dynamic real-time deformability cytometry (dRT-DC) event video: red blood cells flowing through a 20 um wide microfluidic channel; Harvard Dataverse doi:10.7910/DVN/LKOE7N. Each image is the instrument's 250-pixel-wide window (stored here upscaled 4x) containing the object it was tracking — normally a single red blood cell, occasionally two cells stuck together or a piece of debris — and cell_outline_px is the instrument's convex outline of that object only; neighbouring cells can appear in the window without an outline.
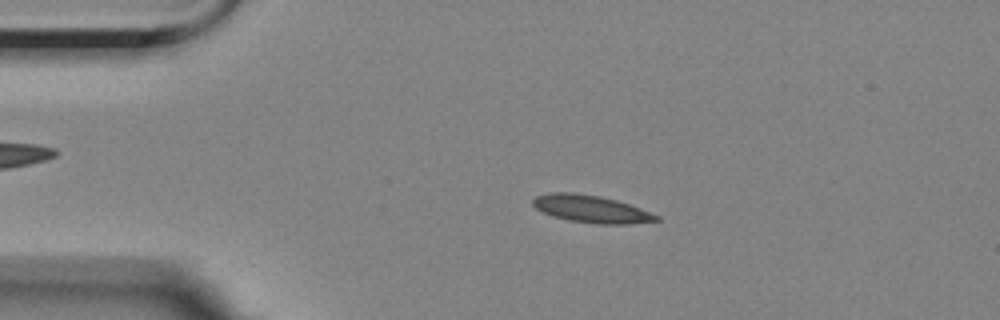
{"species": "Egyptian fruit bat (a non-hibernating species)", "species_latin": "Rousettus aegyptiacus", "temperature_condition": "room temperature", "stored_images_in_passage": 56, "camera_frame_rate_fps": 3000, "um_per_image_px": 0.085, "animal": {"sex": "female"}, "frame": {"image": 1, "passage_image": 11, "time_ms": 3.333, "image_size_px": [1000, 320], "cell_outline_px": [[660, 220], [632, 224], [596, 224], [568, 220], [552, 216], [536, 208], [532, 204], [532, 200], [536, 196], [552, 192], [572, 192], [600, 196], [616, 200], [640, 208], [660, 216]], "centroid_in_image_um": [50.25, 17.77], "position_along_channel_um": 34.7, "area_um2": 19.71}}
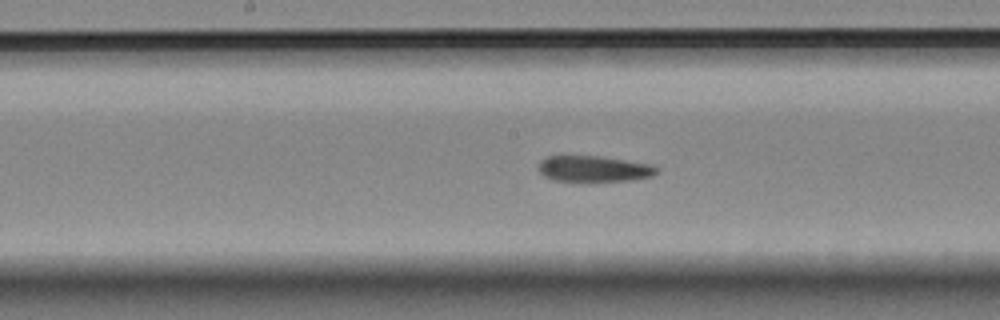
{"frame": {"image": 2, "passage_image": 28, "time_ms": 9.0, "image_size_px": [1000, 320], "cell_outline_px": [[660, 172], [652, 176], [628, 180], [552, 180], [544, 176], [536, 168], [540, 160], [548, 156], [600, 156], [652, 164], [660, 168]], "centroid_in_image_um": [50.49, 14.33], "position_along_channel_um": 197.7, "area_um2": 17.8}}
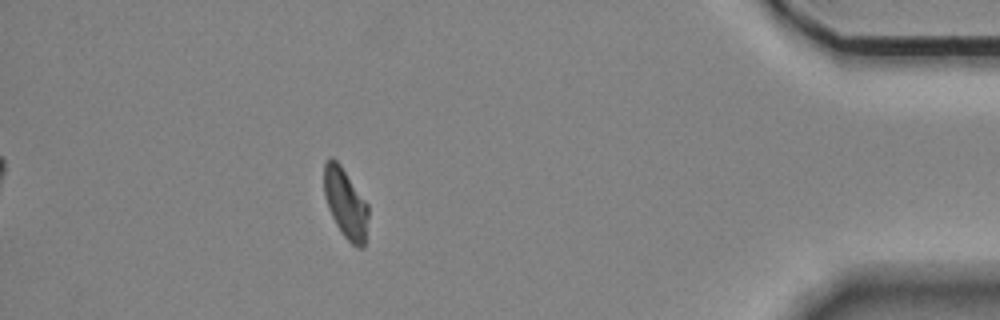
{"frame": {"image": 3, "passage_image": 50, "time_ms": 16.333, "image_size_px": [1000, 320], "cell_outline_px": [[368, 216], [364, 248], [356, 248], [340, 232], [328, 208], [324, 192], [324, 164], [332, 156], [340, 164], [368, 204]], "centroid_in_image_um": [29.37, 17.3], "position_along_channel_um": 405.8, "area_um2": 17.92}}